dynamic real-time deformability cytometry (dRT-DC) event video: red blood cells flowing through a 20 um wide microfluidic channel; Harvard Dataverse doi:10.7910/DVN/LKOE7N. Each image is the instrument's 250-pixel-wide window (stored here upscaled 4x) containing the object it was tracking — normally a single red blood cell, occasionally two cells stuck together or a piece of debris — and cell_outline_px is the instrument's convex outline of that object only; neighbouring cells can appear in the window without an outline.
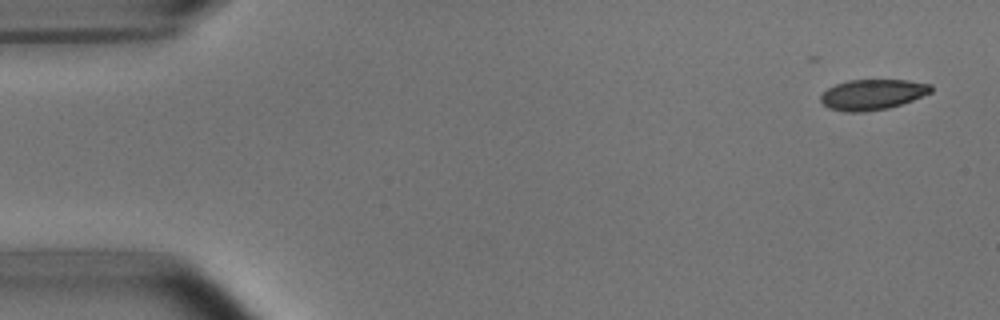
{"species": "common noctule bat (a hibernating species)", "species_latin": "Nyctalus noctula", "temperature_condition": "room temperature", "stored_images_in_passage": 5, "camera_frame_rate_fps": 3000, "um_per_image_px": 0.085, "animal": {"sex": "male", "body_mass_g": 15.6}, "frame": {"image": 1, "passage_image": 2, "time_ms": 1.333, "image_size_px": [1000, 320], "cell_outline_px": [[932, 92], [912, 100], [888, 108], [864, 112], [844, 112], [828, 108], [820, 100], [820, 96], [828, 88], [836, 84], [848, 80], [908, 80], [932, 84]], "centroid_in_image_um": [74.16, 8.03], "position_along_channel_um": 10.8, "area_um2": 19.59}}
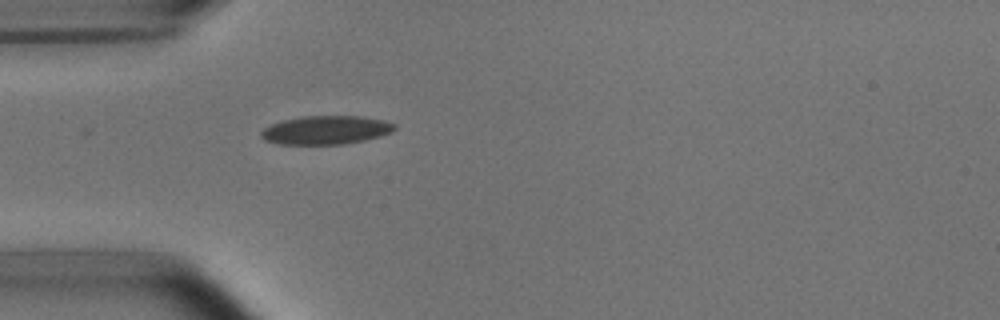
{"frame": {"image": 2, "passage_image": 5, "time_ms": 5.667, "image_size_px": [1000, 320], "cell_outline_px": [[396, 128], [392, 132], [380, 136], [364, 140], [340, 144], [280, 144], [264, 140], [260, 136], [260, 132], [264, 128], [272, 124], [284, 120], [300, 116], [360, 116], [384, 120], [396, 124]], "centroid_in_image_um": [27.71, 11.05], "position_along_channel_um": 57.3, "area_um2": 22.2}}